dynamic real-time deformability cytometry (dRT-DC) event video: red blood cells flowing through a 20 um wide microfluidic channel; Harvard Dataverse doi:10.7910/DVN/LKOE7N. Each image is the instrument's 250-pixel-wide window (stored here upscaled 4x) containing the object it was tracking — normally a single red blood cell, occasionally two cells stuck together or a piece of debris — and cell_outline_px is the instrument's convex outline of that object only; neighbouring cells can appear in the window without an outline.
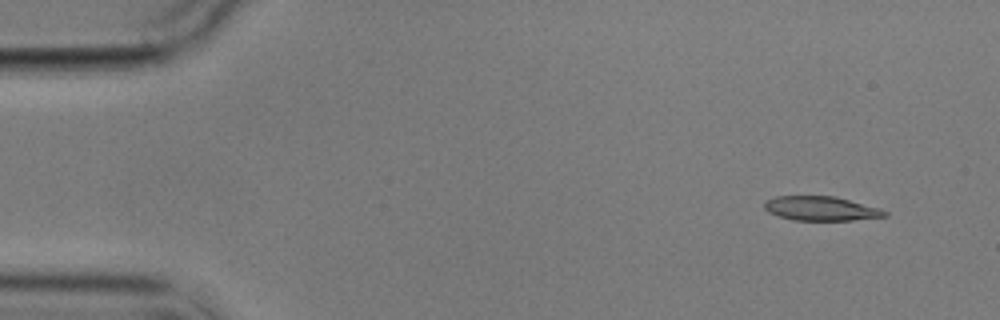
{"species": "common noctule bat (a hibernating species)", "species_latin": "Nyctalus noctula", "temperature_condition": "cold", "stored_images_in_passage": 4, "camera_frame_rate_fps": 3000, "um_per_image_px": 0.085, "animal": {"sex": "male", "body_mass_g": 17.9}, "frame": {"image": 1, "passage_image": 1, "time_ms": 0.0, "image_size_px": [1000, 320], "cell_outline_px": [[888, 216], [852, 220], [792, 220], [768, 212], [764, 208], [764, 200], [776, 196], [836, 196], [880, 208], [888, 212]], "centroid_in_image_um": [69.78, 17.72], "position_along_channel_um": 15.2, "area_um2": 17.11}}
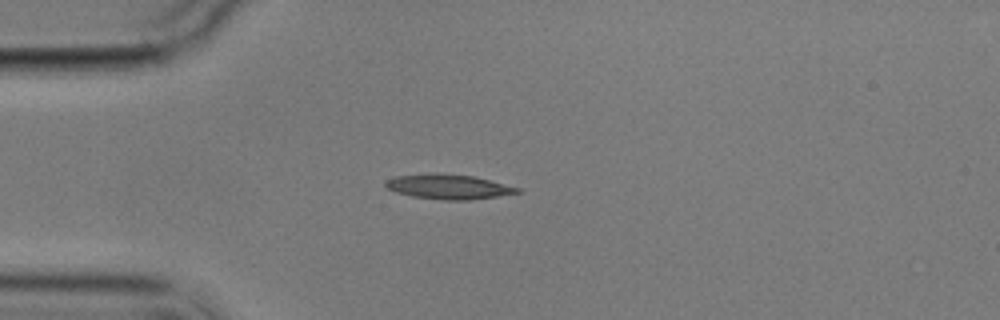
{"frame": {"image": 2, "passage_image": 4, "time_ms": 3.333, "image_size_px": [1000, 320], "cell_outline_px": [[524, 192], [468, 200], [444, 200], [412, 196], [396, 192], [388, 188], [384, 184], [384, 180], [396, 176], [432, 172], [472, 176], [520, 188]], "centroid_in_image_um": [38.09, 15.86], "position_along_channel_um": 46.9, "area_um2": 18.96}}